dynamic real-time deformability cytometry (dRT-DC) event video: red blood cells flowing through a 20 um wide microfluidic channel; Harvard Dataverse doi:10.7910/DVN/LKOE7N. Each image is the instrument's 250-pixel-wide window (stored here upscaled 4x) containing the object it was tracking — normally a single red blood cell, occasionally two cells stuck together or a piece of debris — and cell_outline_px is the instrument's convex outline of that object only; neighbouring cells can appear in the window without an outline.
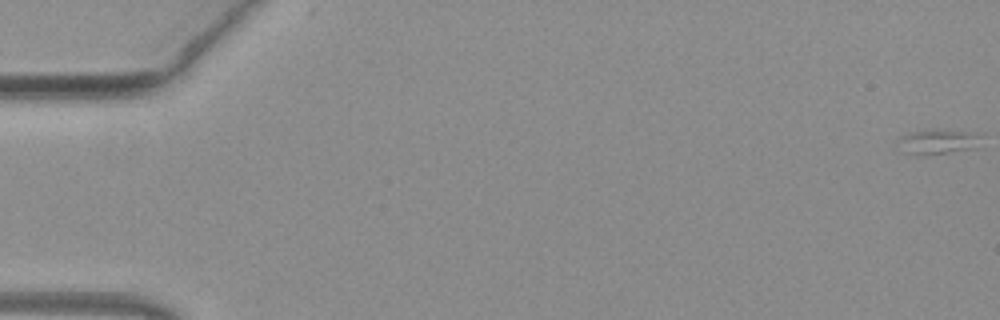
{"species": "common noctule bat (a hibernating species)", "species_latin": "Nyctalus noctula", "temperature_condition": "warm", "stored_images_in_passage": 53, "camera_frame_rate_fps": 3000, "um_per_image_px": 0.085, "animal": {"sex": "female", "body_mass_g": 19.3, "forearm_length_mm": 54.1}, "frame": {"image": 1, "passage_image": 1, "time_ms": 0.0, "image_size_px": [1000, 320], "cell_outline_px": [[980, 136], [976, 148], [948, 152], [904, 152], [896, 140], [900, 136], [912, 132], [968, 132]], "centroid_in_image_um": [79.7, 12.05], "position_along_channel_um": 5.3, "area_um2": 10.58}}
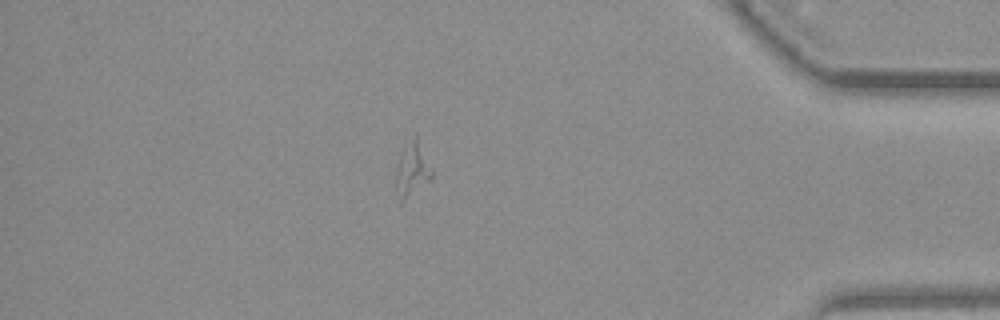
{"frame": {"image": 2, "passage_image": 46, "time_ms": 15.0, "image_size_px": [1000, 320], "cell_outline_px": [[432, 180], [400, 204], [396, 188], [396, 168], [400, 152], [404, 144], [416, 132], [432, 168]], "centroid_in_image_um": [35.04, 14.37], "position_along_channel_um": 400.2, "area_um2": 11.85}}
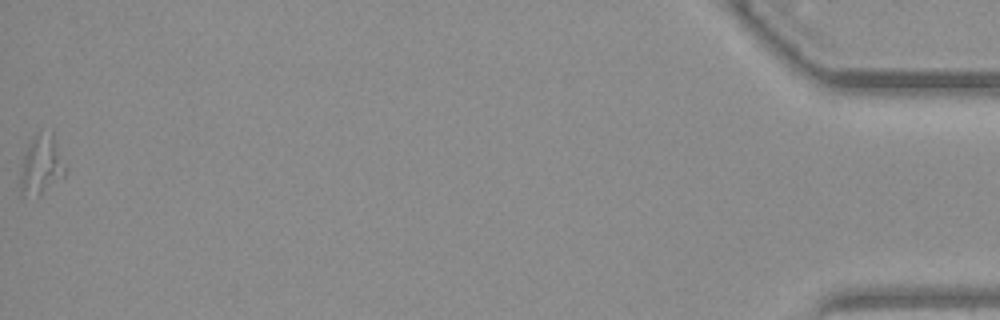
{"frame": {"image": 3, "passage_image": 53, "time_ms": 17.333, "image_size_px": [1000, 320], "cell_outline_px": [[68, 168], [64, 176], [40, 192], [20, 188], [20, 176], [24, 156], [28, 144], [36, 136], [52, 132]], "centroid_in_image_um": [3.59, 13.92], "position_along_channel_um": 431.6, "area_um2": 14.28}}